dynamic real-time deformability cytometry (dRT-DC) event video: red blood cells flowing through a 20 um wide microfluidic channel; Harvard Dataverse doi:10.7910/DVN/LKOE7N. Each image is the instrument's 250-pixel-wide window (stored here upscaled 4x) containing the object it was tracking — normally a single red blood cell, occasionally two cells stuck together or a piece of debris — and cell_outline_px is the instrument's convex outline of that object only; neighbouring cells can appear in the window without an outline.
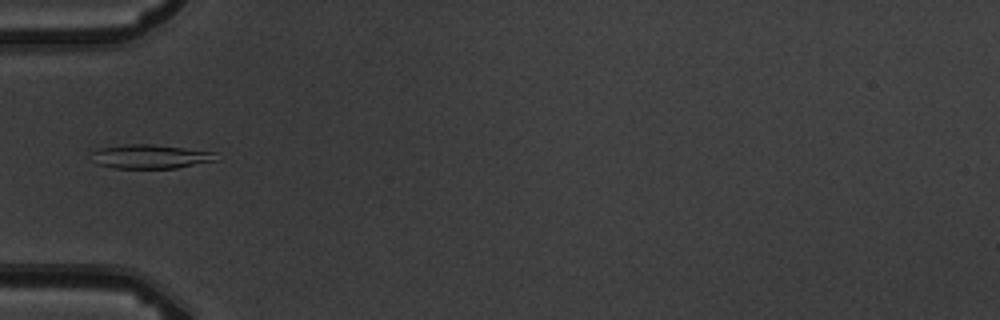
{"species": "common noctule bat (a hibernating species)", "species_latin": "Nyctalus noctula", "temperature_condition": "warm", "stored_images_in_passage": 4, "camera_frame_rate_fps": 3000, "um_per_image_px": 0.085, "animal": {"sex": "male", "body_mass_g": 19.5, "forearm_length_mm": 54.6}, "frame": {"image": 1, "passage_image": 2, "time_ms": 1.333, "image_size_px": [1000, 320], "cell_outline_px": [[220, 160], [176, 168], [112, 168], [96, 164], [92, 152], [100, 148], [124, 144], [148, 144], [184, 148], [216, 152]], "centroid_in_image_um": [12.83, 13.31], "position_along_channel_um": 72.2, "area_um2": 17.46}}
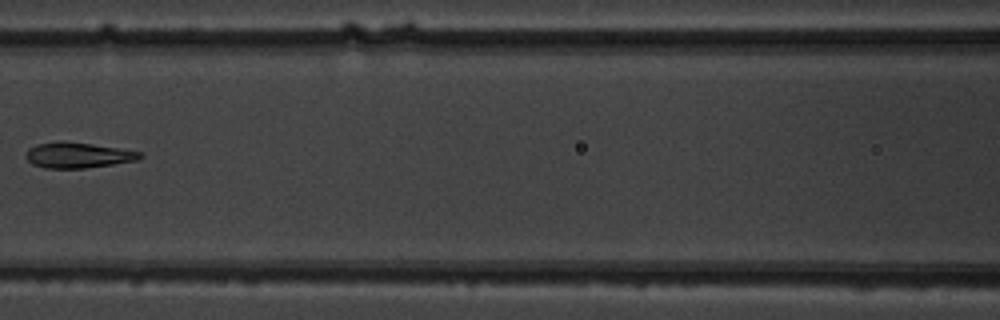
{"frame": {"image": 2, "passage_image": 4, "time_ms": 3.667, "image_size_px": [1000, 320], "cell_outline_px": [[144, 156], [136, 160], [112, 164], [84, 168], [44, 168], [32, 164], [24, 156], [28, 148], [36, 144], [56, 140], [64, 140], [92, 144], [140, 152]], "centroid_in_image_um": [6.54, 13.17], "position_along_channel_um": 160.1, "area_um2": 17.05}}